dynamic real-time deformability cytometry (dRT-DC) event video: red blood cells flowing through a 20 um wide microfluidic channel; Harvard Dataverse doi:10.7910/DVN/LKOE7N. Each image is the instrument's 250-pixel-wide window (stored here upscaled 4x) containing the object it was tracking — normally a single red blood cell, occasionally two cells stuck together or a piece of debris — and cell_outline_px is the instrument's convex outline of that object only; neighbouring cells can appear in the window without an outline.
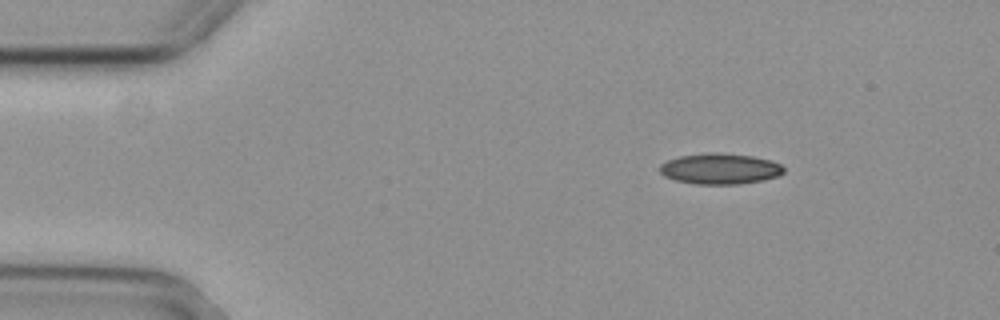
{"species": "common noctule bat (a hibernating species)", "species_latin": "Nyctalus noctula", "temperature_condition": "cold", "stored_images_in_passage": 12, "camera_frame_rate_fps": 3000, "um_per_image_px": 0.085, "animal": {"sex": "female", "body_mass_g": 29.2, "forearm_length_mm": 56.3}, "frame": {"image": 1, "passage_image": 7, "time_ms": 2.0, "image_size_px": [1000, 320], "cell_outline_px": [[784, 172], [780, 176], [764, 180], [736, 184], [696, 184], [676, 180], [664, 176], [660, 172], [660, 164], [668, 160], [680, 156], [708, 152], [720, 152], [752, 156], [772, 160], [780, 164], [784, 168]], "centroid_in_image_um": [61.23, 14.34], "position_along_channel_um": 23.8, "area_um2": 22.37}}